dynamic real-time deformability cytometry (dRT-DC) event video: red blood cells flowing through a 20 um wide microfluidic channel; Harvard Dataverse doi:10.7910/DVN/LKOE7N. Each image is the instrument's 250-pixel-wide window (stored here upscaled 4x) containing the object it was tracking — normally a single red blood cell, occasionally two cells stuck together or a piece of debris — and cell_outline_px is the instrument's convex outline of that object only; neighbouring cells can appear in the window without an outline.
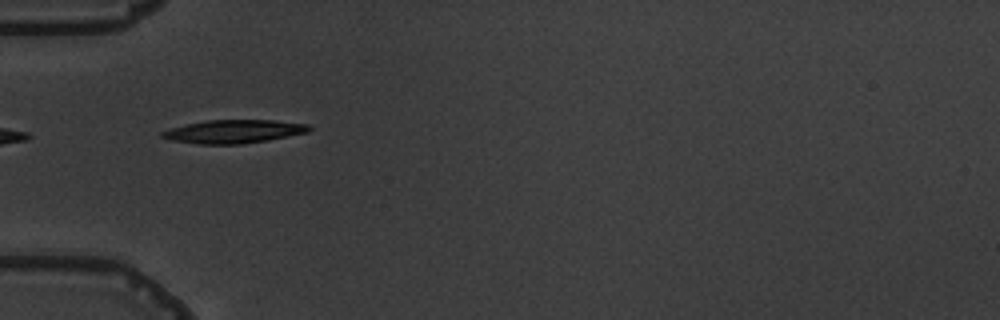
{"species": "common noctule bat (a hibernating species)", "species_latin": "Nyctalus noctula", "temperature_condition": "warm", "stored_images_in_passage": 4, "camera_frame_rate_fps": 3000, "um_per_image_px": 0.085, "animal": {"sex": "male", "body_mass_g": 19.5, "forearm_length_mm": 54.6}, "frame": {"image": 1, "passage_image": 2, "time_ms": 2.0, "image_size_px": [1000, 320], "cell_outline_px": [[312, 128], [308, 132], [268, 140], [240, 144], [196, 144], [172, 140], [160, 136], [160, 132], [184, 124], [208, 120], [272, 120], [308, 124]], "centroid_in_image_um": [19.85, 11.17], "position_along_channel_um": 65.1, "area_um2": 19.94}}